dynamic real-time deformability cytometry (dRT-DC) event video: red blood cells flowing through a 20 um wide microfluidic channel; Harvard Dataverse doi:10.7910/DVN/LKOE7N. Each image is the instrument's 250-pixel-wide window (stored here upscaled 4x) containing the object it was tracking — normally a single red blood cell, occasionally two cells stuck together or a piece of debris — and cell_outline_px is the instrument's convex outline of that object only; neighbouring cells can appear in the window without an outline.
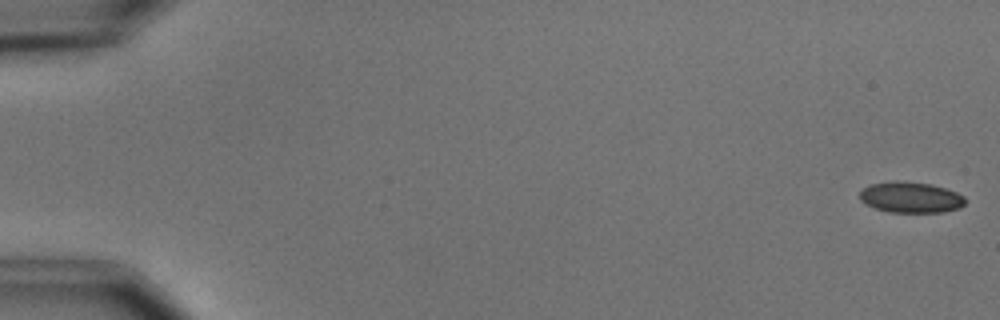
{"species": "common noctule bat (a hibernating species)", "species_latin": "Nyctalus noctula", "temperature_condition": "cold", "stored_images_in_passage": 55, "camera_frame_rate_fps": 3000, "um_per_image_px": 0.085, "animal": {"sex": "male", "body_mass_g": 15.6}, "frame": {"image": 1, "passage_image": 1, "time_ms": 0.0, "image_size_px": [1000, 320], "cell_outline_px": [[964, 204], [960, 208], [944, 212], [892, 212], [876, 208], [860, 200], [860, 192], [868, 184], [896, 180], [932, 184], [956, 192], [964, 196]], "centroid_in_image_um": [77.41, 16.76], "position_along_channel_um": 7.6, "area_um2": 18.9}}
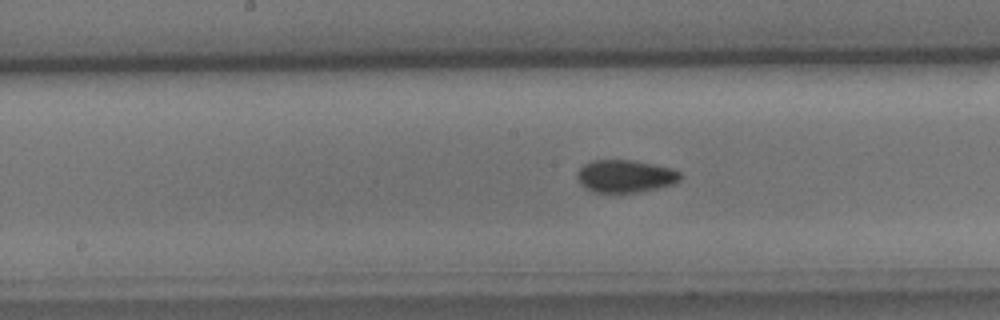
{"frame": {"image": 2, "passage_image": 29, "time_ms": 9.333, "image_size_px": [1000, 320], "cell_outline_px": [[680, 180], [672, 184], [656, 188], [636, 192], [592, 192], [580, 184], [576, 176], [576, 172], [584, 164], [592, 160], [632, 160], [672, 168], [680, 172]], "centroid_in_image_um": [53.1, 14.97], "position_along_channel_um": 195.1, "area_um2": 19.48}}
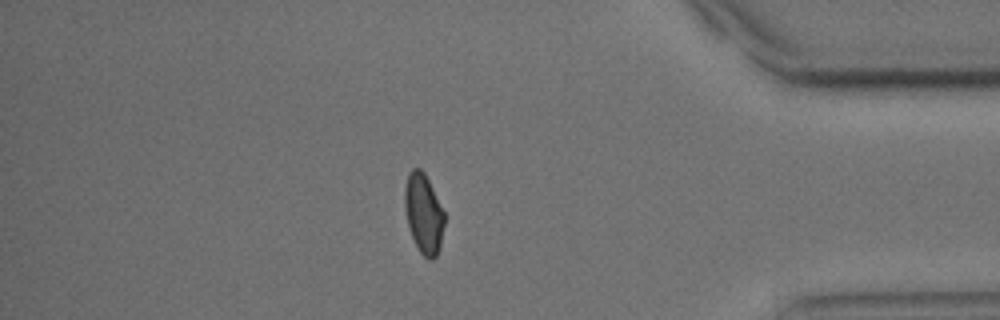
{"frame": {"image": 3, "passage_image": 48, "time_ms": 15.667, "image_size_px": [1000, 320], "cell_outline_px": [[444, 224], [440, 248], [436, 256], [432, 260], [428, 260], [420, 252], [412, 236], [408, 224], [404, 208], [404, 188], [408, 172], [412, 168], [420, 168], [424, 172], [444, 212]], "centroid_in_image_um": [35.99, 18.15], "position_along_channel_um": 399.2, "area_um2": 18.38}, "authors_computed_cell_mechanics": {"area_um2": 19.2474, "velocity_mm_per_s": 3.672, "shape_relaxation_time_tau1_ms": 3.8474, "shape_relaxation_time_tau2_ms": 3.2412, "deformation_change_tau1": 0.0822, "deformation_change_tau2": 0.054}}